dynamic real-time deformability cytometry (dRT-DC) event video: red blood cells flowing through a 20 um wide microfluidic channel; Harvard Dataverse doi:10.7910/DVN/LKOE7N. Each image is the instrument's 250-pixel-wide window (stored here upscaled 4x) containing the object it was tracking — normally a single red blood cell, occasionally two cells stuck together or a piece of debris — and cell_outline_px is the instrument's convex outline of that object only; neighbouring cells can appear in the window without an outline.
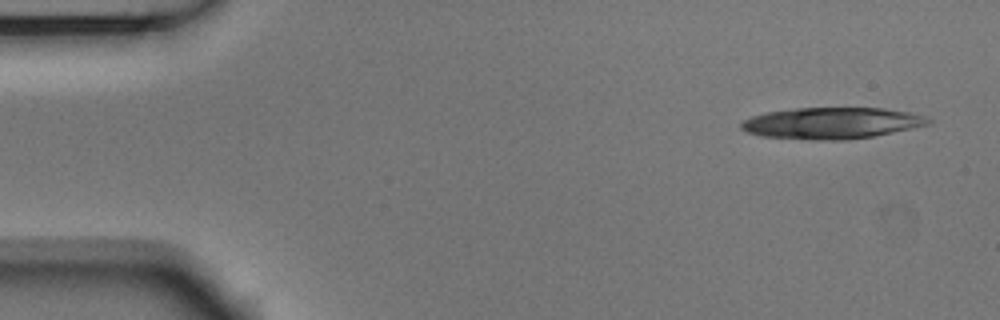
{"species": "Egyptian fruit bat (a non-hibernating species)", "species_latin": "Rousettus aegyptiacus", "temperature_condition": "room temperature", "stored_images_in_passage": 8, "camera_frame_rate_fps": 3000, "um_per_image_px": 0.085, "animal": {"sex": "male"}, "frame": {"image": 1, "passage_image": 1, "time_ms": 0.0, "image_size_px": [1000, 320], "cell_outline_px": [[932, 124], [872, 136], [848, 140], [816, 140], [760, 136], [748, 132], [740, 128], [740, 124], [744, 120], [752, 116], [764, 112], [796, 108], [884, 108], [908, 112], [928, 116], [932, 120]], "centroid_in_image_um": [70.71, 10.46], "position_along_channel_um": 14.3, "area_um2": 34.33}}
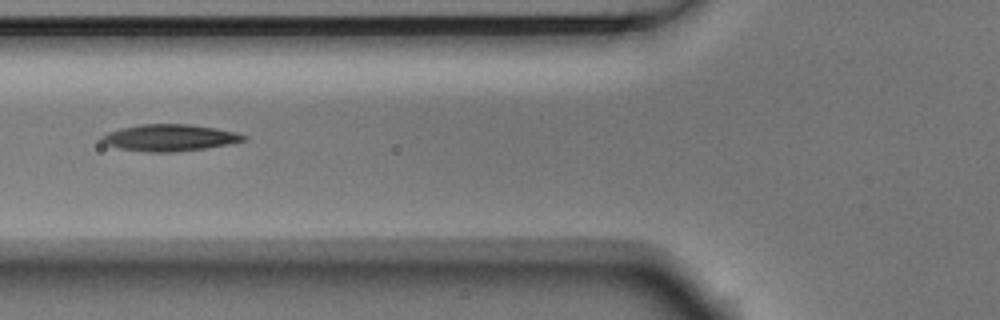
{"frame": {"image": 2, "passage_image": 5, "time_ms": 1.333, "image_size_px": [1000, 320], "cell_outline_px": [[248, 140], [228, 144], [204, 148], [172, 152], [148, 152], [120, 148], [108, 144], [100, 140], [100, 136], [108, 132], [120, 128], [140, 124], [188, 124], [216, 128], [236, 132], [248, 136]], "centroid_in_image_um": [14.44, 11.69], "position_along_channel_um": 111.4, "area_um2": 21.96}}
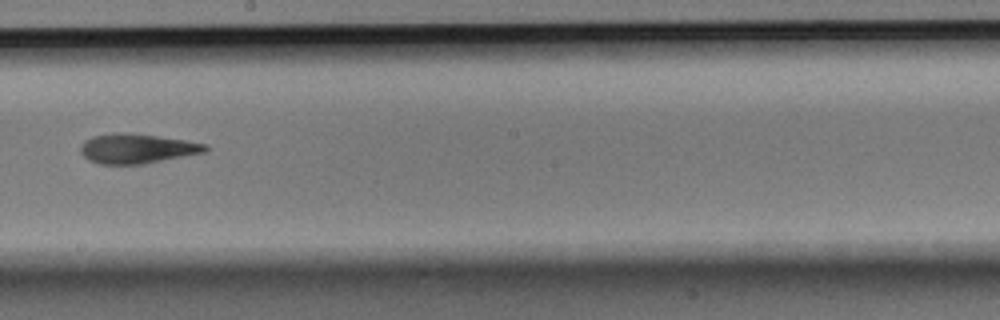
{"frame": {"image": 3, "passage_image": 8, "time_ms": 2.333, "image_size_px": [1000, 320], "cell_outline_px": [[208, 148], [204, 152], [144, 164], [100, 164], [88, 160], [80, 152], [80, 144], [84, 140], [92, 136], [112, 132], [128, 132], [184, 140], [208, 144]], "centroid_in_image_um": [11.58, 12.62], "position_along_channel_um": 236.6, "area_um2": 21.68}}